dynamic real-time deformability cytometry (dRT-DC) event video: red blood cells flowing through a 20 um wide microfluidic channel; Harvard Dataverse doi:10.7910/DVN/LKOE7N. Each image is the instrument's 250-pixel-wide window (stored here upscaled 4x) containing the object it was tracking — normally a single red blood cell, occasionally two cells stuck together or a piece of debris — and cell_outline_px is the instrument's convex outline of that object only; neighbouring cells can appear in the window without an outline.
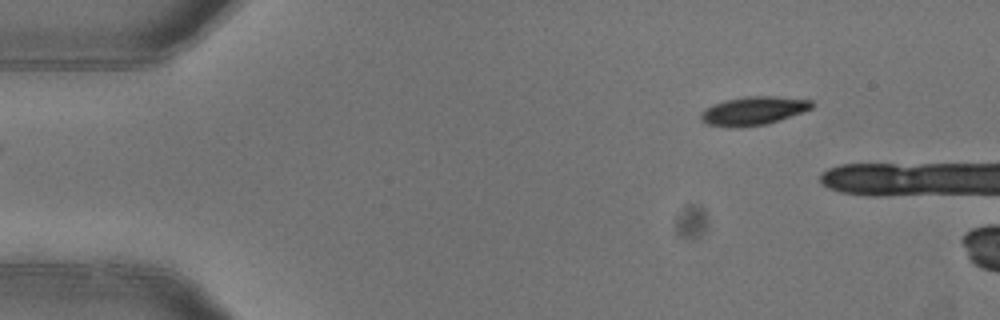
{"species": "common noctule bat (a hibernating species)", "species_latin": "Nyctalus noctula", "temperature_condition": "warm", "stored_images_in_passage": 5, "segment_of_instrument_passage": [2, 2], "camera_frame_rate_fps": 3000, "um_per_image_px": 0.085, "animal": {"sex": "female"}, "frame": {"image": 1, "passage_image": 5, "time_ms": 1.333, "image_size_px": [1000, 320], "cell_outline_px": [[816, 104], [812, 108], [780, 120], [764, 124], [740, 128], [728, 128], [704, 124], [700, 120], [700, 112], [704, 108], [712, 104], [724, 100], [748, 96], [776, 96], [812, 100]], "centroid_in_image_um": [63.98, 9.43], "position_along_channel_um": 21.0, "area_um2": 18.84}}